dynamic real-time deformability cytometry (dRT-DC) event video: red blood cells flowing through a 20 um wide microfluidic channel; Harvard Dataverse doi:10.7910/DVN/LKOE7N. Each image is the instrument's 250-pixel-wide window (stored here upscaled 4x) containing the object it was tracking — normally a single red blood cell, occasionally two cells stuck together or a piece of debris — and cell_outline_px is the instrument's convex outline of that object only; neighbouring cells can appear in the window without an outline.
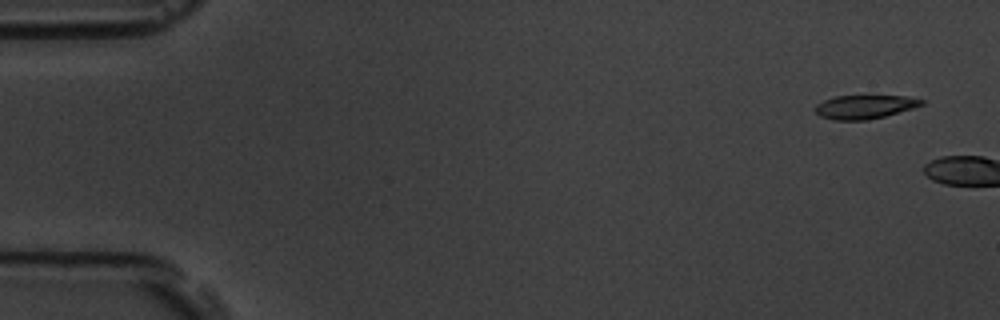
{"species": "common noctule bat (a hibernating species)", "species_latin": "Nyctalus noctula", "temperature_condition": "room temperature", "stored_images_in_passage": 2, "camera_frame_rate_fps": 3000, "um_per_image_px": 0.085, "animal": {"sex": "male", "body_mass_g": 19.5, "forearm_length_mm": 54.6}, "frame": {"image": 1, "passage_image": 1, "time_ms": 0.0, "image_size_px": [1000, 320], "cell_outline_px": [[924, 104], [912, 108], [884, 116], [868, 120], [832, 120], [820, 116], [816, 112], [816, 104], [824, 100], [836, 96], [904, 96], [924, 100]], "centroid_in_image_um": [73.47, 9.08], "position_along_channel_um": 11.5, "area_um2": 14.51}}